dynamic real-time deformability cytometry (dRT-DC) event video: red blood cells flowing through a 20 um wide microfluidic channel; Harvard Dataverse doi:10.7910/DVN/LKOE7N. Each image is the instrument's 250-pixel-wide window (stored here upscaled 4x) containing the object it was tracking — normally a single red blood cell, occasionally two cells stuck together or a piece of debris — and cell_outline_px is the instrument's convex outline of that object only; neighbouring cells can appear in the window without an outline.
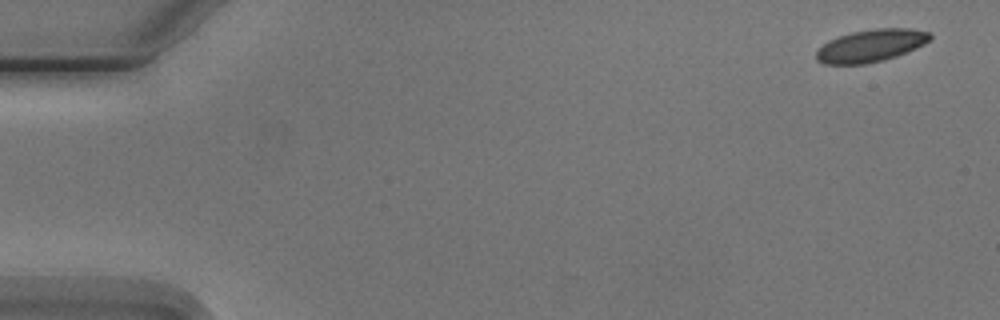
{"species": "Egyptian fruit bat (a non-hibernating species)", "species_latin": "Rousettus aegyptiacus", "temperature_condition": "cold", "stored_images_in_passage": 5, "camera_frame_rate_fps": 3000, "um_per_image_px": 0.085, "animal": {"sex": "male"}, "frame": {"image": 1, "passage_image": 1, "time_ms": 0.0, "image_size_px": [1000, 320], "cell_outline_px": [[932, 36], [924, 44], [916, 48], [896, 56], [884, 60], [864, 64], [824, 64], [816, 60], [816, 52], [828, 40], [852, 32], [876, 28], [912, 28], [932, 32]], "centroid_in_image_um": [74.05, 3.87], "position_along_channel_um": 11.0, "area_um2": 21.5}}
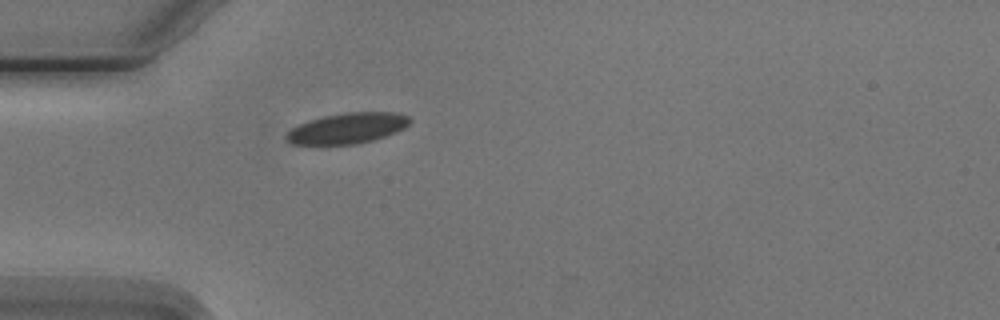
{"frame": {"image": 2, "passage_image": 5, "time_ms": 4.667, "image_size_px": [1000, 320], "cell_outline_px": [[412, 120], [404, 128], [396, 132], [372, 140], [352, 144], [292, 144], [284, 136], [292, 128], [308, 120], [324, 116], [344, 112], [396, 112], [408, 116]], "centroid_in_image_um": [29.54, 10.88], "position_along_channel_um": 55.5, "area_um2": 21.85}}